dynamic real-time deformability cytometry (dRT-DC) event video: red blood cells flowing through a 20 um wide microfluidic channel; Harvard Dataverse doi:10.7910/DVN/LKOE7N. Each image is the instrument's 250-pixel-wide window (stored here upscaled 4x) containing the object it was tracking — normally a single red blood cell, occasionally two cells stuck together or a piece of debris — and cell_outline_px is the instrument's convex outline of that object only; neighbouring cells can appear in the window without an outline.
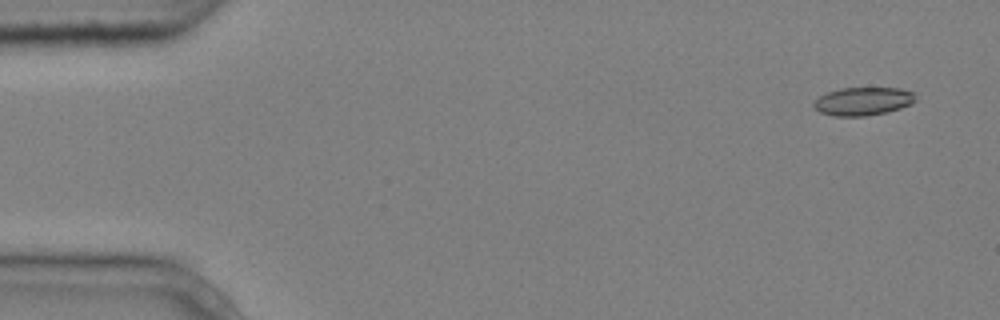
{"species": "common noctule bat (a hibernating species)", "species_latin": "Nyctalus noctula", "temperature_condition": "cold", "stored_images_in_passage": 4, "camera_frame_rate_fps": 3000, "um_per_image_px": 0.085, "animal": {"sex": "male", "body_mass_g": 20.4}, "frame": {"image": 1, "passage_image": 1, "time_ms": 0.0, "image_size_px": [1000, 320], "cell_outline_px": [[916, 100], [912, 104], [900, 108], [884, 112], [864, 116], [832, 116], [820, 112], [812, 104], [820, 96], [828, 92], [840, 88], [900, 88], [912, 92], [916, 96]], "centroid_in_image_um": [73.36, 8.6], "position_along_channel_um": 11.6, "area_um2": 16.59}}
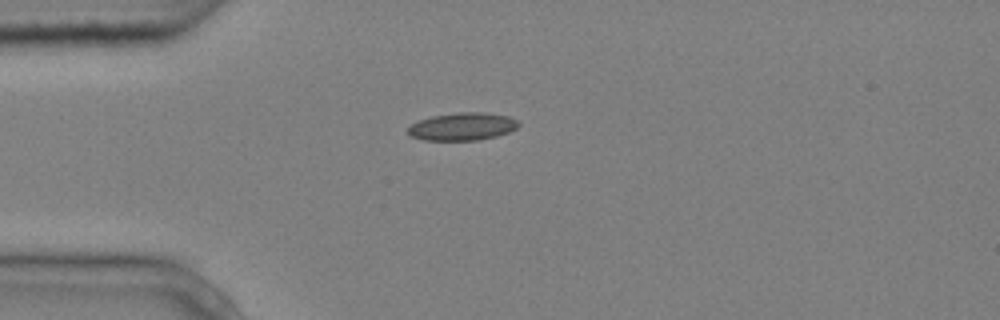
{"frame": {"image": 2, "passage_image": 4, "time_ms": 1.0, "image_size_px": [1000, 320], "cell_outline_px": [[520, 124], [516, 128], [508, 132], [496, 136], [476, 140], [424, 140], [412, 136], [408, 132], [408, 128], [412, 124], [420, 120], [432, 116], [460, 112], [484, 112], [508, 116], [516, 120]], "centroid_in_image_um": [39.32, 10.75], "position_along_channel_um": 45.7, "area_um2": 17.63}}